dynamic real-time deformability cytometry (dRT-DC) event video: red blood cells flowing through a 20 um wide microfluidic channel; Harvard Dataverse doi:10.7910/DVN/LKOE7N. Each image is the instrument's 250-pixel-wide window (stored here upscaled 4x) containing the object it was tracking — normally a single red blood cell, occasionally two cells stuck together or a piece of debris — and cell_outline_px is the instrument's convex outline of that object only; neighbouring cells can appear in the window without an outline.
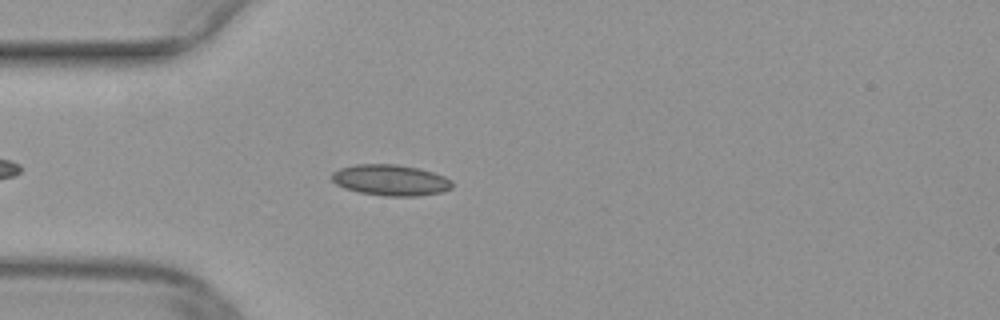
{"species": "common noctule bat (a hibernating species)", "species_latin": "Nyctalus noctula", "temperature_condition": "warm", "stored_images_in_passage": 40, "camera_frame_rate_fps": 3000, "um_per_image_px": 0.085, "animal": {"sex": "female", "body_mass_g": 29.2, "forearm_length_mm": 56.3}, "frame": {"image": 1, "passage_image": 6, "time_ms": 1.667, "image_size_px": [1000, 320], "cell_outline_px": [[452, 188], [444, 192], [416, 196], [384, 196], [360, 192], [344, 188], [336, 184], [332, 180], [332, 172], [340, 168], [356, 164], [396, 164], [420, 168], [444, 176], [452, 180]], "centroid_in_image_um": [33.22, 15.31], "position_along_channel_um": 51.8, "area_um2": 21.85}}
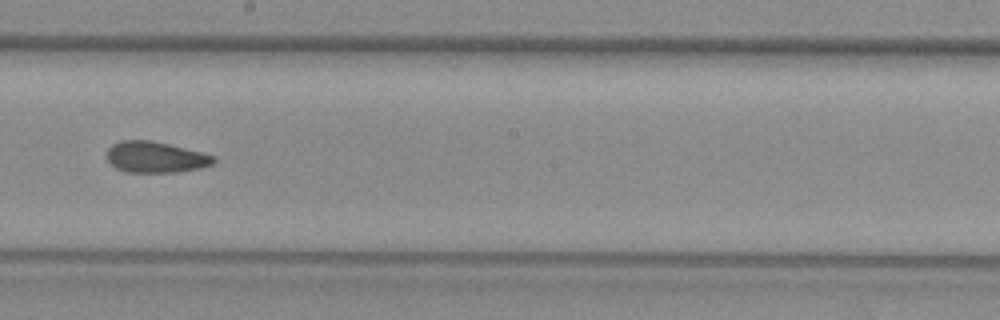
{"frame": {"image": 2, "passage_image": 20, "time_ms": 6.333, "image_size_px": [1000, 320], "cell_outline_px": [[216, 160], [212, 164], [200, 168], [176, 172], [128, 172], [116, 168], [108, 160], [108, 148], [112, 144], [120, 140], [152, 140], [216, 156]], "centroid_in_image_um": [13.22, 13.35], "position_along_channel_um": 235.0, "area_um2": 19.19}}
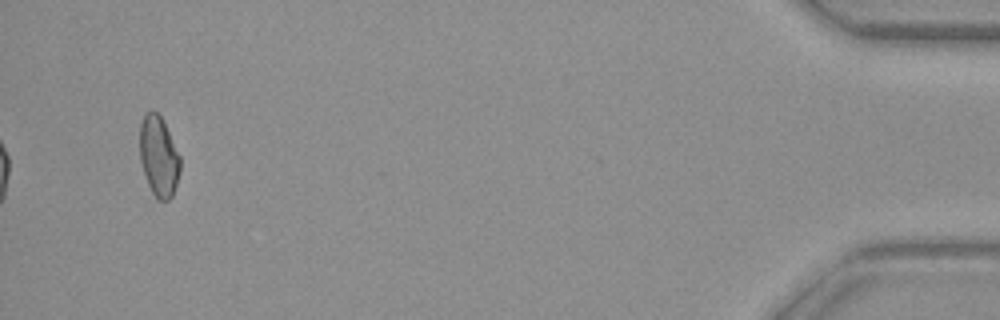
{"frame": {"image": 3, "passage_image": 40, "time_ms": 13.0, "image_size_px": [1000, 320], "cell_outline_px": [[180, 172], [172, 196], [168, 200], [156, 200], [148, 184], [140, 160], [140, 124], [144, 116], [148, 112], [156, 112], [160, 116], [180, 156]], "centroid_in_image_um": [13.49, 13.33], "position_along_channel_um": 421.7, "area_um2": 18.55}}